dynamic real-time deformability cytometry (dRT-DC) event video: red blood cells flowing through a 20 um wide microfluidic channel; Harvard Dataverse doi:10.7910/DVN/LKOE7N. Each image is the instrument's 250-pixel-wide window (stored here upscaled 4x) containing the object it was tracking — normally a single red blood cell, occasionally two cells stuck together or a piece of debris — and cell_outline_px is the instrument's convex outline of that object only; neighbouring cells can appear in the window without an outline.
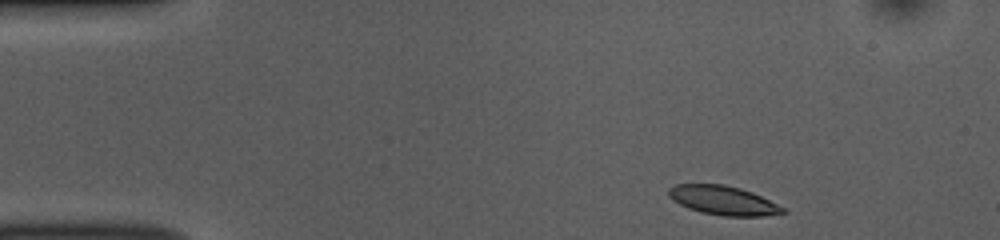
{"species": "common noctule bat (a hibernating species)", "species_latin": "Nyctalus noctula", "temperature_condition": "room temperature", "stored_images_in_passage": 45, "camera_frame_rate_fps": 3000, "um_per_image_px": 0.085, "animal": {"sex": "female", "body_mass_g": 10.0, "forearm_length_mm": 53.1}, "frame": {"image": 1, "passage_image": 1, "time_ms": 0.0, "image_size_px": [1000, 240], "cell_outline_px": [[788, 212], [764, 216], [724, 216], [700, 212], [688, 208], [672, 200], [668, 196], [668, 188], [676, 184], [724, 184], [740, 188], [752, 192], [784, 208]], "centroid_in_image_um": [61.43, 17.03], "position_along_channel_um": 23.6, "area_um2": 19.31}}
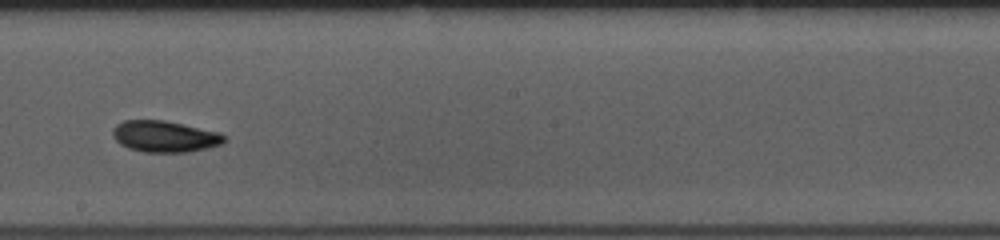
{"frame": {"image": 2, "passage_image": 23, "time_ms": 7.333, "image_size_px": [1000, 240], "cell_outline_px": [[228, 140], [220, 144], [208, 148], [188, 152], [144, 152], [128, 148], [120, 144], [112, 136], [112, 128], [116, 124], [124, 120], [164, 120], [184, 124], [220, 132]], "centroid_in_image_um": [13.99, 11.59], "position_along_channel_um": 234.2, "area_um2": 20.58}}
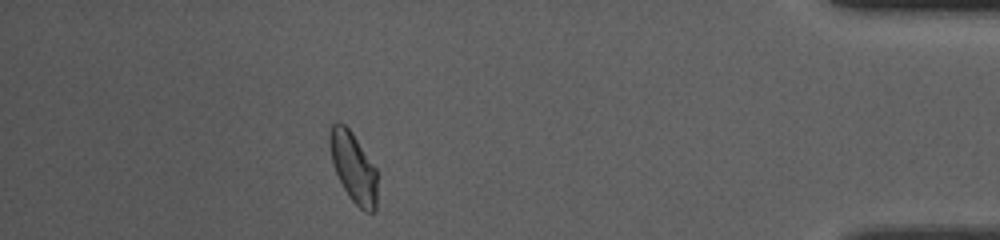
{"frame": {"image": 3, "passage_image": 40, "time_ms": 13.0, "image_size_px": [1000, 240], "cell_outline_px": [[376, 208], [372, 212], [364, 212], [348, 196], [332, 164], [328, 140], [328, 136], [332, 124], [336, 120], [344, 124], [352, 132], [376, 168]], "centroid_in_image_um": [30.01, 14.19], "position_along_channel_um": 405.2, "area_um2": 19.36}, "authors_computed_cell_mechanics": {"area_um2": 19.8832, "velocity_mm_per_s": 3.8448, "shape_relaxation_time_tau1_ms": 3.6559, "shape_relaxation_time_tau2_ms": 3.5844, "deformation_change_tau1": 0.0997, "deformation_change_tau2": 0.0806}}